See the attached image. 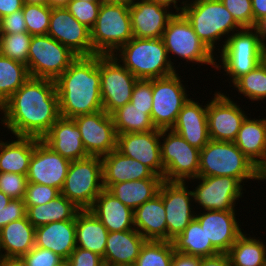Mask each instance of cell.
I'll return each mask as SVG.
<instances>
[{
    "instance_id": "cb8c5ba5",
    "label": "cell",
    "mask_w": 266,
    "mask_h": 266,
    "mask_svg": "<svg viewBox=\"0 0 266 266\" xmlns=\"http://www.w3.org/2000/svg\"><path fill=\"white\" fill-rule=\"evenodd\" d=\"M41 140L70 161L90 156L83 145L80 130L71 118L60 117Z\"/></svg>"
},
{
    "instance_id": "8992f818",
    "label": "cell",
    "mask_w": 266,
    "mask_h": 266,
    "mask_svg": "<svg viewBox=\"0 0 266 266\" xmlns=\"http://www.w3.org/2000/svg\"><path fill=\"white\" fill-rule=\"evenodd\" d=\"M133 38L129 3L103 1L91 29L94 55H113Z\"/></svg>"
},
{
    "instance_id": "7c38bea8",
    "label": "cell",
    "mask_w": 266,
    "mask_h": 266,
    "mask_svg": "<svg viewBox=\"0 0 266 266\" xmlns=\"http://www.w3.org/2000/svg\"><path fill=\"white\" fill-rule=\"evenodd\" d=\"M178 71L172 75L152 79L153 106L151 120L156 129H171L182 107L190 99L186 84Z\"/></svg>"
},
{
    "instance_id": "e7e4bbea",
    "label": "cell",
    "mask_w": 266,
    "mask_h": 266,
    "mask_svg": "<svg viewBox=\"0 0 266 266\" xmlns=\"http://www.w3.org/2000/svg\"><path fill=\"white\" fill-rule=\"evenodd\" d=\"M24 4L47 5V0H23Z\"/></svg>"
},
{
    "instance_id": "4316f807",
    "label": "cell",
    "mask_w": 266,
    "mask_h": 266,
    "mask_svg": "<svg viewBox=\"0 0 266 266\" xmlns=\"http://www.w3.org/2000/svg\"><path fill=\"white\" fill-rule=\"evenodd\" d=\"M74 220L55 221L35 228V246L68 259L76 248Z\"/></svg>"
},
{
    "instance_id": "ac0fdd59",
    "label": "cell",
    "mask_w": 266,
    "mask_h": 266,
    "mask_svg": "<svg viewBox=\"0 0 266 266\" xmlns=\"http://www.w3.org/2000/svg\"><path fill=\"white\" fill-rule=\"evenodd\" d=\"M70 162L41 139L34 137V150L26 175L28 182L51 186L61 191Z\"/></svg>"
},
{
    "instance_id": "bcb514c9",
    "label": "cell",
    "mask_w": 266,
    "mask_h": 266,
    "mask_svg": "<svg viewBox=\"0 0 266 266\" xmlns=\"http://www.w3.org/2000/svg\"><path fill=\"white\" fill-rule=\"evenodd\" d=\"M27 184L26 175L0 172V191L11 199H24Z\"/></svg>"
},
{
    "instance_id": "816d5d0a",
    "label": "cell",
    "mask_w": 266,
    "mask_h": 266,
    "mask_svg": "<svg viewBox=\"0 0 266 266\" xmlns=\"http://www.w3.org/2000/svg\"><path fill=\"white\" fill-rule=\"evenodd\" d=\"M22 32H27L22 9L0 18V34H18Z\"/></svg>"
},
{
    "instance_id": "c3c4849f",
    "label": "cell",
    "mask_w": 266,
    "mask_h": 266,
    "mask_svg": "<svg viewBox=\"0 0 266 266\" xmlns=\"http://www.w3.org/2000/svg\"><path fill=\"white\" fill-rule=\"evenodd\" d=\"M61 194L57 188L28 182L24 196L26 206L46 204Z\"/></svg>"
},
{
    "instance_id": "d590c367",
    "label": "cell",
    "mask_w": 266,
    "mask_h": 266,
    "mask_svg": "<svg viewBox=\"0 0 266 266\" xmlns=\"http://www.w3.org/2000/svg\"><path fill=\"white\" fill-rule=\"evenodd\" d=\"M175 252L198 258L211 257L220 254L207 239L204 228L194 218L184 231L172 240Z\"/></svg>"
},
{
    "instance_id": "d6986e66",
    "label": "cell",
    "mask_w": 266,
    "mask_h": 266,
    "mask_svg": "<svg viewBox=\"0 0 266 266\" xmlns=\"http://www.w3.org/2000/svg\"><path fill=\"white\" fill-rule=\"evenodd\" d=\"M47 34L77 56H93L91 30L76 20L66 7L52 8Z\"/></svg>"
},
{
    "instance_id": "03108f58",
    "label": "cell",
    "mask_w": 266,
    "mask_h": 266,
    "mask_svg": "<svg viewBox=\"0 0 266 266\" xmlns=\"http://www.w3.org/2000/svg\"><path fill=\"white\" fill-rule=\"evenodd\" d=\"M57 266H71L68 259H63Z\"/></svg>"
},
{
    "instance_id": "5b68a950",
    "label": "cell",
    "mask_w": 266,
    "mask_h": 266,
    "mask_svg": "<svg viewBox=\"0 0 266 266\" xmlns=\"http://www.w3.org/2000/svg\"><path fill=\"white\" fill-rule=\"evenodd\" d=\"M199 177L229 176L243 185L259 182V168L249 160L234 142L209 140L200 150ZM246 181V182H245Z\"/></svg>"
},
{
    "instance_id": "89a4df30",
    "label": "cell",
    "mask_w": 266,
    "mask_h": 266,
    "mask_svg": "<svg viewBox=\"0 0 266 266\" xmlns=\"http://www.w3.org/2000/svg\"><path fill=\"white\" fill-rule=\"evenodd\" d=\"M79 1H103V0H79Z\"/></svg>"
},
{
    "instance_id": "2644e50d",
    "label": "cell",
    "mask_w": 266,
    "mask_h": 266,
    "mask_svg": "<svg viewBox=\"0 0 266 266\" xmlns=\"http://www.w3.org/2000/svg\"><path fill=\"white\" fill-rule=\"evenodd\" d=\"M1 260H2V255H1V252H0V264H1Z\"/></svg>"
},
{
    "instance_id": "6125c7cd",
    "label": "cell",
    "mask_w": 266,
    "mask_h": 266,
    "mask_svg": "<svg viewBox=\"0 0 266 266\" xmlns=\"http://www.w3.org/2000/svg\"><path fill=\"white\" fill-rule=\"evenodd\" d=\"M70 0H47V5L51 8L66 7Z\"/></svg>"
},
{
    "instance_id": "4dcf8cb0",
    "label": "cell",
    "mask_w": 266,
    "mask_h": 266,
    "mask_svg": "<svg viewBox=\"0 0 266 266\" xmlns=\"http://www.w3.org/2000/svg\"><path fill=\"white\" fill-rule=\"evenodd\" d=\"M35 246V227L27 216L0 229L2 257H23Z\"/></svg>"
},
{
    "instance_id": "9f6ffc18",
    "label": "cell",
    "mask_w": 266,
    "mask_h": 266,
    "mask_svg": "<svg viewBox=\"0 0 266 266\" xmlns=\"http://www.w3.org/2000/svg\"><path fill=\"white\" fill-rule=\"evenodd\" d=\"M171 266H199V258L175 252Z\"/></svg>"
},
{
    "instance_id": "94428289",
    "label": "cell",
    "mask_w": 266,
    "mask_h": 266,
    "mask_svg": "<svg viewBox=\"0 0 266 266\" xmlns=\"http://www.w3.org/2000/svg\"><path fill=\"white\" fill-rule=\"evenodd\" d=\"M256 29L259 32L260 44L263 49H266V17L257 23Z\"/></svg>"
},
{
    "instance_id": "83f0119b",
    "label": "cell",
    "mask_w": 266,
    "mask_h": 266,
    "mask_svg": "<svg viewBox=\"0 0 266 266\" xmlns=\"http://www.w3.org/2000/svg\"><path fill=\"white\" fill-rule=\"evenodd\" d=\"M134 227L146 239L167 241L166 211L159 191L134 210Z\"/></svg>"
},
{
    "instance_id": "1f68e13d",
    "label": "cell",
    "mask_w": 266,
    "mask_h": 266,
    "mask_svg": "<svg viewBox=\"0 0 266 266\" xmlns=\"http://www.w3.org/2000/svg\"><path fill=\"white\" fill-rule=\"evenodd\" d=\"M76 247L98 254L106 249L108 230L90 209L80 210L75 217Z\"/></svg>"
},
{
    "instance_id": "e575fe53",
    "label": "cell",
    "mask_w": 266,
    "mask_h": 266,
    "mask_svg": "<svg viewBox=\"0 0 266 266\" xmlns=\"http://www.w3.org/2000/svg\"><path fill=\"white\" fill-rule=\"evenodd\" d=\"M26 208L27 219L35 228L55 221L74 220L81 210L62 194L46 204Z\"/></svg>"
},
{
    "instance_id": "680465c9",
    "label": "cell",
    "mask_w": 266,
    "mask_h": 266,
    "mask_svg": "<svg viewBox=\"0 0 266 266\" xmlns=\"http://www.w3.org/2000/svg\"><path fill=\"white\" fill-rule=\"evenodd\" d=\"M153 1L157 2L158 4L167 6L172 10L174 8L176 10L175 13H182L184 7L190 2V0H182L181 2L180 0H153ZM178 2H180V5L178 4Z\"/></svg>"
},
{
    "instance_id": "7dc6e473",
    "label": "cell",
    "mask_w": 266,
    "mask_h": 266,
    "mask_svg": "<svg viewBox=\"0 0 266 266\" xmlns=\"http://www.w3.org/2000/svg\"><path fill=\"white\" fill-rule=\"evenodd\" d=\"M241 28H254L251 0H221Z\"/></svg>"
},
{
    "instance_id": "91938a15",
    "label": "cell",
    "mask_w": 266,
    "mask_h": 266,
    "mask_svg": "<svg viewBox=\"0 0 266 266\" xmlns=\"http://www.w3.org/2000/svg\"><path fill=\"white\" fill-rule=\"evenodd\" d=\"M0 266H28L23 257H2Z\"/></svg>"
},
{
    "instance_id": "44dd1931",
    "label": "cell",
    "mask_w": 266,
    "mask_h": 266,
    "mask_svg": "<svg viewBox=\"0 0 266 266\" xmlns=\"http://www.w3.org/2000/svg\"><path fill=\"white\" fill-rule=\"evenodd\" d=\"M202 212V213H201ZM236 211H198L195 218L204 228L207 239L220 252L227 253L236 240L244 233ZM238 219V220H237ZM240 221V222H239Z\"/></svg>"
},
{
    "instance_id": "ffe728a7",
    "label": "cell",
    "mask_w": 266,
    "mask_h": 266,
    "mask_svg": "<svg viewBox=\"0 0 266 266\" xmlns=\"http://www.w3.org/2000/svg\"><path fill=\"white\" fill-rule=\"evenodd\" d=\"M161 130L149 132L117 134V150L149 167L157 176L163 178L164 168L161 160Z\"/></svg>"
},
{
    "instance_id": "7bdbcfd3",
    "label": "cell",
    "mask_w": 266,
    "mask_h": 266,
    "mask_svg": "<svg viewBox=\"0 0 266 266\" xmlns=\"http://www.w3.org/2000/svg\"><path fill=\"white\" fill-rule=\"evenodd\" d=\"M22 10L27 32L32 36L47 35L52 8L48 5L24 4Z\"/></svg>"
},
{
    "instance_id": "681fc988",
    "label": "cell",
    "mask_w": 266,
    "mask_h": 266,
    "mask_svg": "<svg viewBox=\"0 0 266 266\" xmlns=\"http://www.w3.org/2000/svg\"><path fill=\"white\" fill-rule=\"evenodd\" d=\"M130 103L139 109H147V114L151 116L153 106L152 79H139L132 92Z\"/></svg>"
},
{
    "instance_id": "484cf974",
    "label": "cell",
    "mask_w": 266,
    "mask_h": 266,
    "mask_svg": "<svg viewBox=\"0 0 266 266\" xmlns=\"http://www.w3.org/2000/svg\"><path fill=\"white\" fill-rule=\"evenodd\" d=\"M147 240L136 230L109 232L104 252L105 266H134Z\"/></svg>"
},
{
    "instance_id": "a7ac6f4b",
    "label": "cell",
    "mask_w": 266,
    "mask_h": 266,
    "mask_svg": "<svg viewBox=\"0 0 266 266\" xmlns=\"http://www.w3.org/2000/svg\"><path fill=\"white\" fill-rule=\"evenodd\" d=\"M103 1H106V2H126V3L131 2V0H103Z\"/></svg>"
},
{
    "instance_id": "7402d4cb",
    "label": "cell",
    "mask_w": 266,
    "mask_h": 266,
    "mask_svg": "<svg viewBox=\"0 0 266 266\" xmlns=\"http://www.w3.org/2000/svg\"><path fill=\"white\" fill-rule=\"evenodd\" d=\"M172 11L153 0H131L129 12L133 37L162 38L168 21L175 15Z\"/></svg>"
},
{
    "instance_id": "6da1fadb",
    "label": "cell",
    "mask_w": 266,
    "mask_h": 266,
    "mask_svg": "<svg viewBox=\"0 0 266 266\" xmlns=\"http://www.w3.org/2000/svg\"><path fill=\"white\" fill-rule=\"evenodd\" d=\"M0 115L8 134L41 139L60 118L55 81L30 77L0 107Z\"/></svg>"
},
{
    "instance_id": "74e56055",
    "label": "cell",
    "mask_w": 266,
    "mask_h": 266,
    "mask_svg": "<svg viewBox=\"0 0 266 266\" xmlns=\"http://www.w3.org/2000/svg\"><path fill=\"white\" fill-rule=\"evenodd\" d=\"M117 134L140 133L155 130L147 109L134 107L130 102L111 114Z\"/></svg>"
},
{
    "instance_id": "d6a6232c",
    "label": "cell",
    "mask_w": 266,
    "mask_h": 266,
    "mask_svg": "<svg viewBox=\"0 0 266 266\" xmlns=\"http://www.w3.org/2000/svg\"><path fill=\"white\" fill-rule=\"evenodd\" d=\"M4 142L0 139V172L27 175L34 150V137L11 136Z\"/></svg>"
},
{
    "instance_id": "db71d44e",
    "label": "cell",
    "mask_w": 266,
    "mask_h": 266,
    "mask_svg": "<svg viewBox=\"0 0 266 266\" xmlns=\"http://www.w3.org/2000/svg\"><path fill=\"white\" fill-rule=\"evenodd\" d=\"M199 266H232L227 253L199 258Z\"/></svg>"
},
{
    "instance_id": "2e32d148",
    "label": "cell",
    "mask_w": 266,
    "mask_h": 266,
    "mask_svg": "<svg viewBox=\"0 0 266 266\" xmlns=\"http://www.w3.org/2000/svg\"><path fill=\"white\" fill-rule=\"evenodd\" d=\"M213 95L207 106L210 139L234 142L247 115L229 94L215 91Z\"/></svg>"
},
{
    "instance_id": "f907efd6",
    "label": "cell",
    "mask_w": 266,
    "mask_h": 266,
    "mask_svg": "<svg viewBox=\"0 0 266 266\" xmlns=\"http://www.w3.org/2000/svg\"><path fill=\"white\" fill-rule=\"evenodd\" d=\"M28 266H57L63 258L51 250L34 246L23 256Z\"/></svg>"
},
{
    "instance_id": "f6af8a7d",
    "label": "cell",
    "mask_w": 266,
    "mask_h": 266,
    "mask_svg": "<svg viewBox=\"0 0 266 266\" xmlns=\"http://www.w3.org/2000/svg\"><path fill=\"white\" fill-rule=\"evenodd\" d=\"M26 212L23 199H11L0 191V229L12 221L26 217Z\"/></svg>"
},
{
    "instance_id": "9c48e42d",
    "label": "cell",
    "mask_w": 266,
    "mask_h": 266,
    "mask_svg": "<svg viewBox=\"0 0 266 266\" xmlns=\"http://www.w3.org/2000/svg\"><path fill=\"white\" fill-rule=\"evenodd\" d=\"M103 186L102 161L99 156H88L71 161L61 194L79 209H90Z\"/></svg>"
},
{
    "instance_id": "52a82bcc",
    "label": "cell",
    "mask_w": 266,
    "mask_h": 266,
    "mask_svg": "<svg viewBox=\"0 0 266 266\" xmlns=\"http://www.w3.org/2000/svg\"><path fill=\"white\" fill-rule=\"evenodd\" d=\"M215 69L221 70L229 78L232 84L242 75L255 69L262 63V46L259 32L256 28H242L234 32L222 49L218 48ZM221 50V51H220ZM220 57V58H219ZM219 58V59H217ZM218 63V64H217Z\"/></svg>"
},
{
    "instance_id": "8d00e7d4",
    "label": "cell",
    "mask_w": 266,
    "mask_h": 266,
    "mask_svg": "<svg viewBox=\"0 0 266 266\" xmlns=\"http://www.w3.org/2000/svg\"><path fill=\"white\" fill-rule=\"evenodd\" d=\"M248 235V236H247ZM232 266H266V242L246 231L227 252Z\"/></svg>"
},
{
    "instance_id": "f546056e",
    "label": "cell",
    "mask_w": 266,
    "mask_h": 266,
    "mask_svg": "<svg viewBox=\"0 0 266 266\" xmlns=\"http://www.w3.org/2000/svg\"><path fill=\"white\" fill-rule=\"evenodd\" d=\"M236 146L258 168L266 162V117L247 116L234 141Z\"/></svg>"
},
{
    "instance_id": "8fae6325",
    "label": "cell",
    "mask_w": 266,
    "mask_h": 266,
    "mask_svg": "<svg viewBox=\"0 0 266 266\" xmlns=\"http://www.w3.org/2000/svg\"><path fill=\"white\" fill-rule=\"evenodd\" d=\"M77 57L48 34L32 36L27 69L30 77L55 81Z\"/></svg>"
},
{
    "instance_id": "60d3db41",
    "label": "cell",
    "mask_w": 266,
    "mask_h": 266,
    "mask_svg": "<svg viewBox=\"0 0 266 266\" xmlns=\"http://www.w3.org/2000/svg\"><path fill=\"white\" fill-rule=\"evenodd\" d=\"M174 253L172 241L147 240L134 266H171Z\"/></svg>"
},
{
    "instance_id": "7a4b0ae2",
    "label": "cell",
    "mask_w": 266,
    "mask_h": 266,
    "mask_svg": "<svg viewBox=\"0 0 266 266\" xmlns=\"http://www.w3.org/2000/svg\"><path fill=\"white\" fill-rule=\"evenodd\" d=\"M55 83L60 117L72 119L103 110L99 55L78 56Z\"/></svg>"
},
{
    "instance_id": "ee69618b",
    "label": "cell",
    "mask_w": 266,
    "mask_h": 266,
    "mask_svg": "<svg viewBox=\"0 0 266 266\" xmlns=\"http://www.w3.org/2000/svg\"><path fill=\"white\" fill-rule=\"evenodd\" d=\"M102 2L103 1L70 0L66 9L76 20L91 30L98 17V12Z\"/></svg>"
},
{
    "instance_id": "5bb4252c",
    "label": "cell",
    "mask_w": 266,
    "mask_h": 266,
    "mask_svg": "<svg viewBox=\"0 0 266 266\" xmlns=\"http://www.w3.org/2000/svg\"><path fill=\"white\" fill-rule=\"evenodd\" d=\"M100 93L103 110L112 114L129 103L137 79L113 55H99Z\"/></svg>"
},
{
    "instance_id": "ba28073f",
    "label": "cell",
    "mask_w": 266,
    "mask_h": 266,
    "mask_svg": "<svg viewBox=\"0 0 266 266\" xmlns=\"http://www.w3.org/2000/svg\"><path fill=\"white\" fill-rule=\"evenodd\" d=\"M162 39L173 67L177 56L176 60L181 58L187 64L192 62V67L193 63L201 64L200 66L206 64L214 67L215 70L216 55L197 36L191 23L182 13H175L168 21Z\"/></svg>"
},
{
    "instance_id": "4fadbf2b",
    "label": "cell",
    "mask_w": 266,
    "mask_h": 266,
    "mask_svg": "<svg viewBox=\"0 0 266 266\" xmlns=\"http://www.w3.org/2000/svg\"><path fill=\"white\" fill-rule=\"evenodd\" d=\"M189 182H197L192 189L196 212L200 208L202 211H237L235 206L246 189L237 178L229 176H198Z\"/></svg>"
},
{
    "instance_id": "f35d334b",
    "label": "cell",
    "mask_w": 266,
    "mask_h": 266,
    "mask_svg": "<svg viewBox=\"0 0 266 266\" xmlns=\"http://www.w3.org/2000/svg\"><path fill=\"white\" fill-rule=\"evenodd\" d=\"M29 78L27 65L0 55V107Z\"/></svg>"
},
{
    "instance_id": "30bf717a",
    "label": "cell",
    "mask_w": 266,
    "mask_h": 266,
    "mask_svg": "<svg viewBox=\"0 0 266 266\" xmlns=\"http://www.w3.org/2000/svg\"><path fill=\"white\" fill-rule=\"evenodd\" d=\"M160 141L164 181L189 184V180L198 177V148L191 146L172 129H162Z\"/></svg>"
},
{
    "instance_id": "f5cc1de1",
    "label": "cell",
    "mask_w": 266,
    "mask_h": 266,
    "mask_svg": "<svg viewBox=\"0 0 266 266\" xmlns=\"http://www.w3.org/2000/svg\"><path fill=\"white\" fill-rule=\"evenodd\" d=\"M68 260L71 266H104L101 256L79 247L75 248Z\"/></svg>"
},
{
    "instance_id": "836d02e7",
    "label": "cell",
    "mask_w": 266,
    "mask_h": 266,
    "mask_svg": "<svg viewBox=\"0 0 266 266\" xmlns=\"http://www.w3.org/2000/svg\"><path fill=\"white\" fill-rule=\"evenodd\" d=\"M163 178H147L112 184L107 190L133 211L158 194Z\"/></svg>"
},
{
    "instance_id": "ab89813d",
    "label": "cell",
    "mask_w": 266,
    "mask_h": 266,
    "mask_svg": "<svg viewBox=\"0 0 266 266\" xmlns=\"http://www.w3.org/2000/svg\"><path fill=\"white\" fill-rule=\"evenodd\" d=\"M233 90L247 100L259 103L266 100V67L260 63L255 69L239 77L233 84Z\"/></svg>"
},
{
    "instance_id": "f1b7e54d",
    "label": "cell",
    "mask_w": 266,
    "mask_h": 266,
    "mask_svg": "<svg viewBox=\"0 0 266 266\" xmlns=\"http://www.w3.org/2000/svg\"><path fill=\"white\" fill-rule=\"evenodd\" d=\"M90 210L107 228L108 232L135 229L134 211L107 189L101 191Z\"/></svg>"
},
{
    "instance_id": "3957f363",
    "label": "cell",
    "mask_w": 266,
    "mask_h": 266,
    "mask_svg": "<svg viewBox=\"0 0 266 266\" xmlns=\"http://www.w3.org/2000/svg\"><path fill=\"white\" fill-rule=\"evenodd\" d=\"M182 14L191 23L197 36L216 55V47L222 49L226 40L242 29L221 0H191Z\"/></svg>"
},
{
    "instance_id": "be15d7a7",
    "label": "cell",
    "mask_w": 266,
    "mask_h": 266,
    "mask_svg": "<svg viewBox=\"0 0 266 266\" xmlns=\"http://www.w3.org/2000/svg\"><path fill=\"white\" fill-rule=\"evenodd\" d=\"M259 181L266 182V162L259 168Z\"/></svg>"
},
{
    "instance_id": "603a6c76",
    "label": "cell",
    "mask_w": 266,
    "mask_h": 266,
    "mask_svg": "<svg viewBox=\"0 0 266 266\" xmlns=\"http://www.w3.org/2000/svg\"><path fill=\"white\" fill-rule=\"evenodd\" d=\"M207 104H200L191 98L182 107L178 114L175 125L171 128L178 133L191 146L203 149L210 140L208 119H207Z\"/></svg>"
},
{
    "instance_id": "6f0895ef",
    "label": "cell",
    "mask_w": 266,
    "mask_h": 266,
    "mask_svg": "<svg viewBox=\"0 0 266 266\" xmlns=\"http://www.w3.org/2000/svg\"><path fill=\"white\" fill-rule=\"evenodd\" d=\"M254 16V28L259 21L266 17V0H251Z\"/></svg>"
},
{
    "instance_id": "e0dca14e",
    "label": "cell",
    "mask_w": 266,
    "mask_h": 266,
    "mask_svg": "<svg viewBox=\"0 0 266 266\" xmlns=\"http://www.w3.org/2000/svg\"><path fill=\"white\" fill-rule=\"evenodd\" d=\"M80 130L90 156L102 157L117 149V132L110 114L104 110L72 118Z\"/></svg>"
},
{
    "instance_id": "11a10c76",
    "label": "cell",
    "mask_w": 266,
    "mask_h": 266,
    "mask_svg": "<svg viewBox=\"0 0 266 266\" xmlns=\"http://www.w3.org/2000/svg\"><path fill=\"white\" fill-rule=\"evenodd\" d=\"M23 6V0H0V18L21 10Z\"/></svg>"
},
{
    "instance_id": "b9f144b4",
    "label": "cell",
    "mask_w": 266,
    "mask_h": 266,
    "mask_svg": "<svg viewBox=\"0 0 266 266\" xmlns=\"http://www.w3.org/2000/svg\"><path fill=\"white\" fill-rule=\"evenodd\" d=\"M31 39L28 32L0 34V55L27 65Z\"/></svg>"
},
{
    "instance_id": "9a60e30c",
    "label": "cell",
    "mask_w": 266,
    "mask_h": 266,
    "mask_svg": "<svg viewBox=\"0 0 266 266\" xmlns=\"http://www.w3.org/2000/svg\"><path fill=\"white\" fill-rule=\"evenodd\" d=\"M186 182L163 181L159 191L166 211L167 241H172L195 218L192 190Z\"/></svg>"
},
{
    "instance_id": "003e7915",
    "label": "cell",
    "mask_w": 266,
    "mask_h": 266,
    "mask_svg": "<svg viewBox=\"0 0 266 266\" xmlns=\"http://www.w3.org/2000/svg\"><path fill=\"white\" fill-rule=\"evenodd\" d=\"M262 64L266 67V49L262 50Z\"/></svg>"
},
{
    "instance_id": "d4e9b609",
    "label": "cell",
    "mask_w": 266,
    "mask_h": 266,
    "mask_svg": "<svg viewBox=\"0 0 266 266\" xmlns=\"http://www.w3.org/2000/svg\"><path fill=\"white\" fill-rule=\"evenodd\" d=\"M103 186L108 189L112 184L147 178H162L141 162L127 157L117 149L101 157Z\"/></svg>"
},
{
    "instance_id": "277c9868",
    "label": "cell",
    "mask_w": 266,
    "mask_h": 266,
    "mask_svg": "<svg viewBox=\"0 0 266 266\" xmlns=\"http://www.w3.org/2000/svg\"><path fill=\"white\" fill-rule=\"evenodd\" d=\"M113 56L137 79L149 80L166 77L179 70L170 62L162 38L133 37Z\"/></svg>"
}]
</instances>
